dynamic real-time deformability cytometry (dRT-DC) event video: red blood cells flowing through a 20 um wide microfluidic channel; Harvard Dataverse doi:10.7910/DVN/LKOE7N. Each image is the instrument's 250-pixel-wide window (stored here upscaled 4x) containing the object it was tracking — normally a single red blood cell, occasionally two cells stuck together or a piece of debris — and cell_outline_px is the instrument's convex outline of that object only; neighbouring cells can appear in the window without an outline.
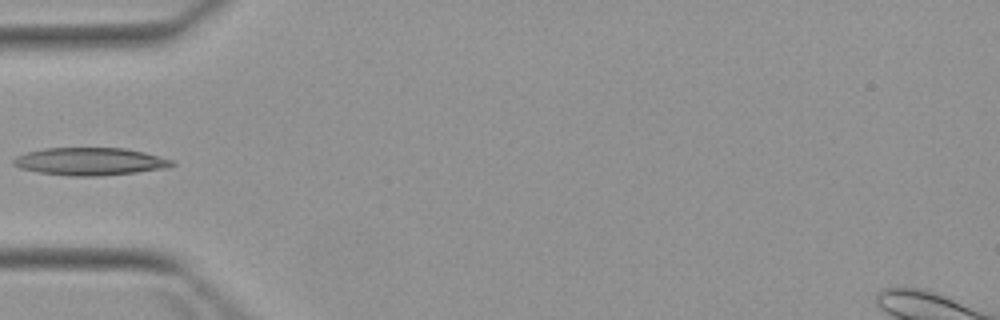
{"species": "Egyptian fruit bat (a non-hibernating species)", "species_latin": "Rousettus aegyptiacus", "temperature_condition": "warm", "stored_images_in_passage": 4, "camera_frame_rate_fps": 3000, "um_per_image_px": 0.085, "animal": {"sex": "female"}, "frame": {"image": 1, "passage_image": 4, "time_ms": 3.333, "image_size_px": [1000, 320], "cell_outline_px": [[176, 164], [168, 168], [136, 172], [100, 176], [68, 176], [40, 172], [20, 168], [12, 164], [12, 160], [16, 156], [28, 152], [44, 148], [124, 148], [144, 152], [172, 160]], "centroid_in_image_um": [7.65, 13.73], "position_along_channel_um": 77.3, "area_um2": 25.49}}